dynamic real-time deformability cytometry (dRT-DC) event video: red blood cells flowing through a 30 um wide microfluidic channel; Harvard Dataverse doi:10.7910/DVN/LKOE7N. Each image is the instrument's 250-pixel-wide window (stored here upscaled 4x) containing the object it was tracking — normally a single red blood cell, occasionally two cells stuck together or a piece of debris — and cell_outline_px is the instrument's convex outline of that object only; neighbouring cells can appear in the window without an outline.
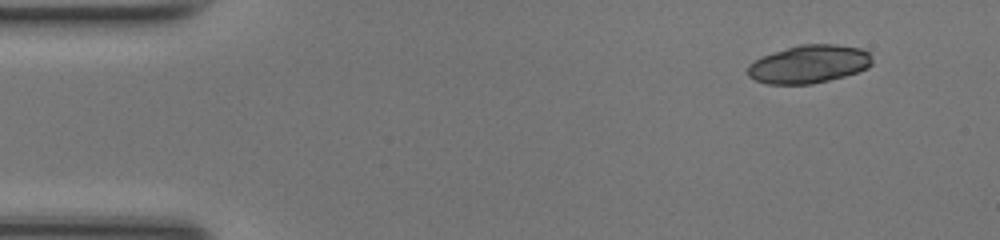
{"species": "common noctule bat (a hibernating species)", "species_latin": "Nyctalus noctula", "temperature_condition": "room temperature", "stored_images_in_passage": 45, "camera_frame_rate_fps": 3000, "um_per_image_px": 0.085, "animal": {"sex": "female", "body_mass_g": 17.0, "forearm_length_mm": 48.0}, "frame": {"image": 1, "passage_image": 1, "time_ms": 0.0, "image_size_px": [1000, 240], "cell_outline_px": [[872, 64], [868, 68], [844, 76], [812, 84], [768, 84], [756, 80], [748, 76], [748, 64], [760, 56], [800, 44], [836, 44], [860, 48], [868, 52], [872, 60]], "centroid_in_image_um": [68.74, 5.45], "position_along_channel_um": 16.3, "area_um2": 27.63}}
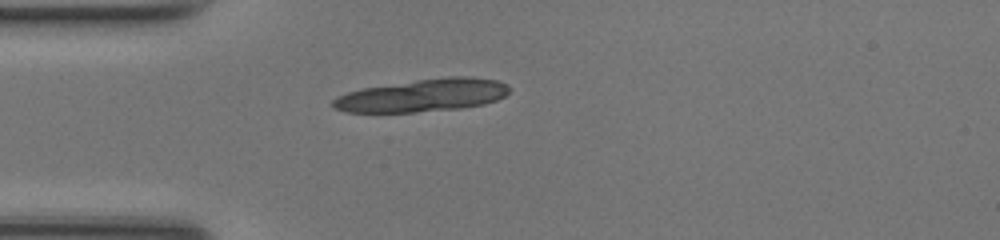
{"frame": {"image": 2, "passage_image": 10, "time_ms": 3.0, "image_size_px": [1000, 240], "cell_outline_px": [[512, 88], [504, 96], [496, 100], [484, 104], [460, 108], [416, 112], [344, 112], [332, 108], [332, 100], [336, 96], [348, 92], [364, 88], [416, 80], [448, 76], [472, 76], [496, 80], [508, 84]], "centroid_in_image_um": [35.94, 8.1], "position_along_channel_um": 49.1, "area_um2": 33.7}, "authors_computed_cell_mechanics": {"area_um2": 27.5128, "velocity_mm_per_s": 4.2293, "shape_relaxation_time_tau1_ms": 4.3093, "shape_relaxation_time_tau2_ms": 0.9059, "deformation_change_tau1": 0.1878, "deformation_change_tau2": 0.0522}}